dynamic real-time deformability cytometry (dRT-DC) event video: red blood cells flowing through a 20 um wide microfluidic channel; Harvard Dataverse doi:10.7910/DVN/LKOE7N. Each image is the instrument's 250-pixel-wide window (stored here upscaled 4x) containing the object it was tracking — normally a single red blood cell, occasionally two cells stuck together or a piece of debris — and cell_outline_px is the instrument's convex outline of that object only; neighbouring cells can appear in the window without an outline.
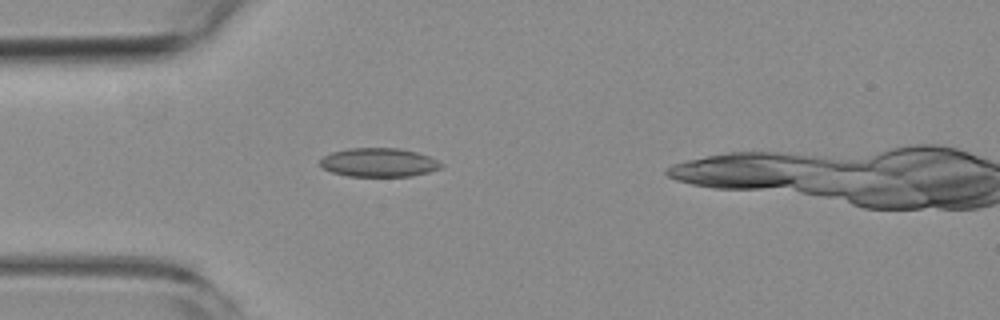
{"species": "common noctule bat (a hibernating species)", "species_latin": "Nyctalus noctula", "temperature_condition": "room temperature", "stored_images_in_passage": 3, "camera_frame_rate_fps": 3000, "um_per_image_px": 0.085, "animal": {"sex": "female", "body_mass_g": 19.3, "forearm_length_mm": 54.1}, "frame": {"image": 1, "passage_image": 3, "time_ms": 3.333, "image_size_px": [1000, 320], "cell_outline_px": [[444, 164], [440, 168], [428, 172], [412, 176], [348, 176], [332, 172], [324, 168], [320, 164], [320, 160], [324, 156], [332, 152], [348, 148], [400, 148], [416, 152], [428, 156]], "centroid_in_image_um": [32.2, 13.8], "position_along_channel_um": 52.8, "area_um2": 20.17}}